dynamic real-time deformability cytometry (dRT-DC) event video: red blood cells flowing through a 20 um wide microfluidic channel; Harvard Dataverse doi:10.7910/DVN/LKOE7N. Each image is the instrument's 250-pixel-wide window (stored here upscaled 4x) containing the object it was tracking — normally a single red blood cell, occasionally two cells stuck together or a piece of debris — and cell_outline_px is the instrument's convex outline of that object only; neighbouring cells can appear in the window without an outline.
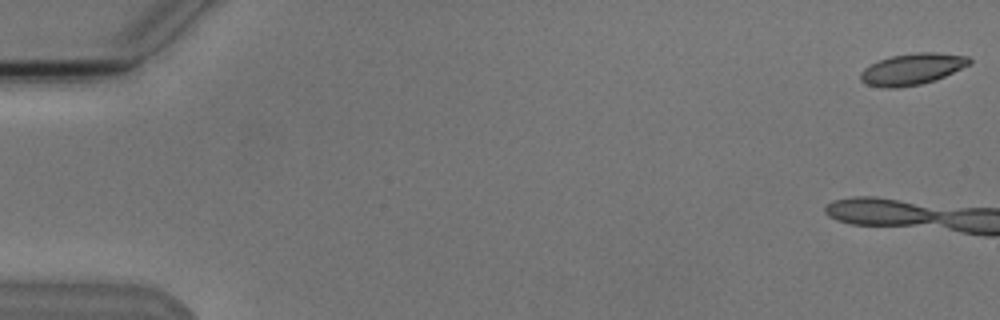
{"species": "Egyptian fruit bat (a non-hibernating species)", "species_latin": "Rousettus aegyptiacus", "temperature_condition": "cold", "stored_images_in_passage": 4, "camera_frame_rate_fps": 3000, "um_per_image_px": 0.085, "animal": {"sex": "male"}, "frame": {"image": 1, "passage_image": 1, "time_ms": 0.0, "image_size_px": [1000, 320], "cell_outline_px": [[972, 64], [936, 80], [920, 84], [900, 88], [884, 88], [868, 84], [860, 80], [860, 72], [864, 68], [880, 60], [892, 56], [920, 52], [936, 52], [968, 56], [972, 60]], "centroid_in_image_um": [77.57, 5.88], "position_along_channel_um": 7.4, "area_um2": 19.94}}